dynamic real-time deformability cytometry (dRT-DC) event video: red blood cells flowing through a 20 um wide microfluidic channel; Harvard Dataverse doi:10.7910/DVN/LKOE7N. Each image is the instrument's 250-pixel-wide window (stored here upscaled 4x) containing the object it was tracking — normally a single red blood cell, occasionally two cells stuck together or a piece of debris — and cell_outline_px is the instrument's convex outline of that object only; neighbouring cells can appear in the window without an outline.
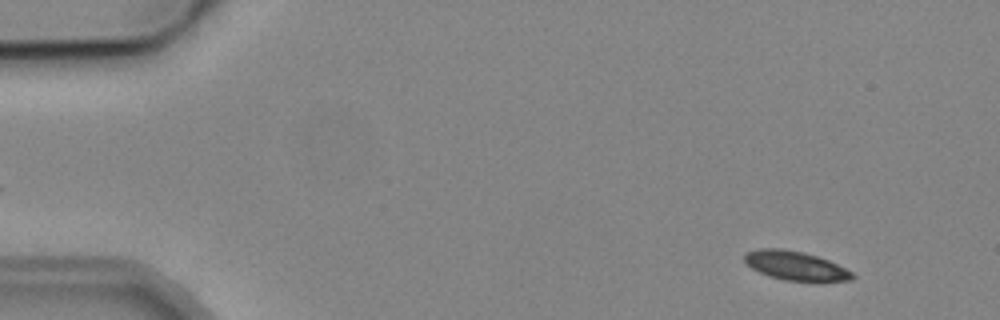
{"species": "common noctule bat (a hibernating species)", "species_latin": "Nyctalus noctula", "temperature_condition": "cold", "stored_images_in_passage": 4, "camera_frame_rate_fps": 3000, "um_per_image_px": 0.085, "animal": {"sex": "male", "body_mass_g": 19.2, "forearm_length_mm": 51.8}, "frame": {"image": 1, "passage_image": 1, "time_ms": 0.0, "image_size_px": [1000, 320], "cell_outline_px": [[856, 276], [852, 280], [820, 284], [784, 280], [768, 276], [752, 268], [744, 260], [744, 252], [756, 248], [780, 248], [804, 252], [828, 260], [852, 272]], "centroid_in_image_um": [67.66, 22.63], "position_along_channel_um": 17.3, "area_um2": 18.96}}